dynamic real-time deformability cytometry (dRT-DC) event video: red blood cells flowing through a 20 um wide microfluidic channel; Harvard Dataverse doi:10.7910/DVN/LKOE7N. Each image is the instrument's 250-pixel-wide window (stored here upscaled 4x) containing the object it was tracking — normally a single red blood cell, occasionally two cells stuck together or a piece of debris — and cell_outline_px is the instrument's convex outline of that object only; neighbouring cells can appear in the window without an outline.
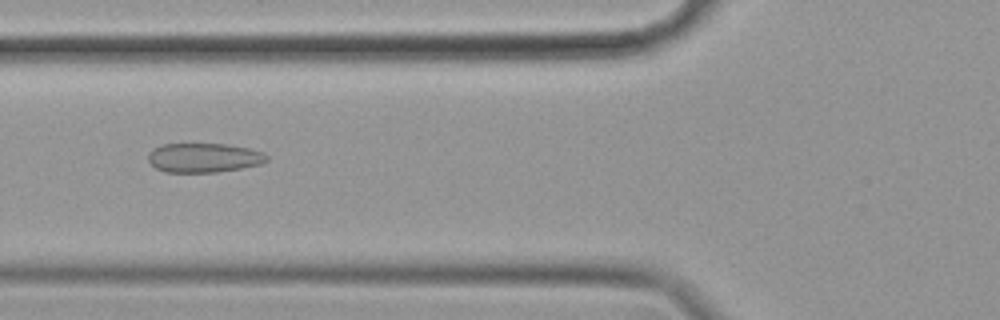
{"species": "common noctule bat (a hibernating species)", "species_latin": "Nyctalus noctula", "temperature_condition": "cold", "stored_images_in_passage": 57, "camera_frame_rate_fps": 3000, "um_per_image_px": 0.085, "animal": {"sex": "female", "body_mass_g": 19.9}, "frame": {"image": 1, "passage_image": 21, "time_ms": 6.667, "image_size_px": [1000, 320], "cell_outline_px": [[268, 160], [260, 164], [240, 168], [216, 172], [164, 172], [156, 168], [148, 160], [148, 152], [152, 148], [164, 144], [228, 144], [248, 148], [264, 152], [268, 156]], "centroid_in_image_um": [17.31, 13.4], "position_along_channel_um": 108.5, "area_um2": 20.29}}
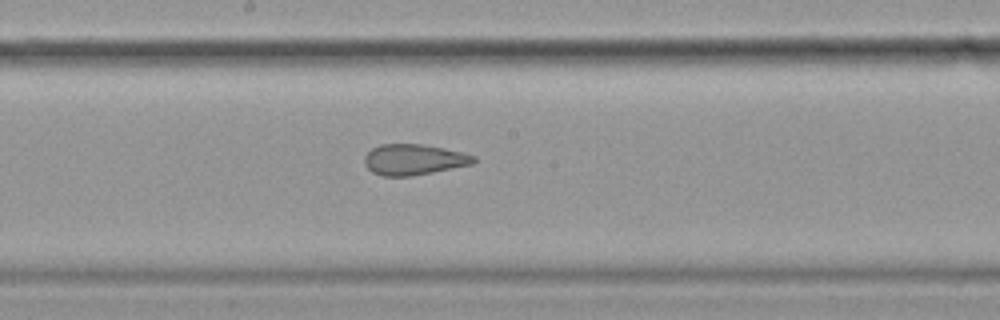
{"frame": {"image": 2, "passage_image": 30, "time_ms": 9.667, "image_size_px": [1000, 320], "cell_outline_px": [[476, 160], [472, 164], [412, 176], [380, 176], [372, 172], [364, 164], [364, 156], [372, 148], [380, 144], [424, 144], [444, 148], [476, 156]], "centroid_in_image_um": [35.14, 13.56], "position_along_channel_um": 213.1, "area_um2": 19.59}}
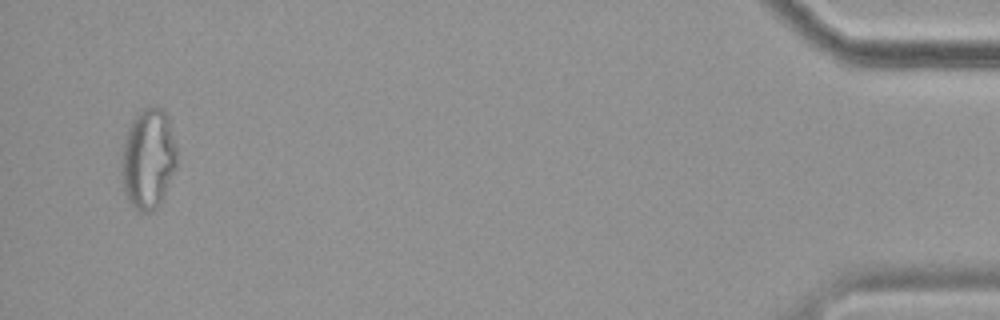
{"frame": {"image": 3, "passage_image": 55, "time_ms": 18.0, "image_size_px": [1000, 320], "cell_outline_px": [[176, 164], [168, 184], [156, 208], [152, 212], [136, 212], [128, 200], [124, 192], [120, 164], [124, 140], [128, 128], [132, 120], [144, 108], [164, 108], [168, 116], [176, 148]], "centroid_in_image_um": [12.57, 13.51], "position_along_channel_um": 422.6, "area_um2": 32.14}, "authors_computed_cell_mechanics": {"area_um2": 24.3916, "velocity_mm_per_s": 3.4792, "shape_relaxation_time_tau1_ms": null, "shape_relaxation_time_tau2_ms": 2.4406, "deformation_change_tau1": null, "deformation_change_tau2": 0.0902}}